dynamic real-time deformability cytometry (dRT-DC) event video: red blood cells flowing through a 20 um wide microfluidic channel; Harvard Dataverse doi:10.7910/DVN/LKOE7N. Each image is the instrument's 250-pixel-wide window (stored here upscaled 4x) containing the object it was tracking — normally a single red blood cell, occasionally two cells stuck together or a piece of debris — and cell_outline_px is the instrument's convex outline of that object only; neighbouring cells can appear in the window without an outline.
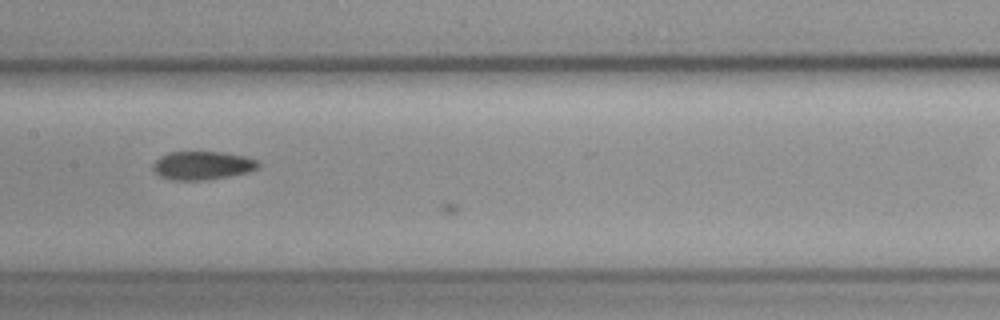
{"species": "common noctule bat (a hibernating species)", "species_latin": "Nyctalus noctula", "temperature_condition": "cold", "stored_images_in_passage": 12, "camera_frame_rate_fps": 3000, "um_per_image_px": 0.085, "animal": {"sex": "female", "body_mass_g": 19.3, "forearm_length_mm": 54.1}, "frame": {"image": 1, "passage_image": 11, "time_ms": 3.333, "image_size_px": [1000, 320], "cell_outline_px": [[260, 164], [256, 168], [248, 172], [228, 176], [204, 180], [172, 180], [160, 176], [152, 168], [152, 164], [160, 156], [168, 152], [220, 152], [244, 156], [256, 160]], "centroid_in_image_um": [17.16, 14.06], "position_along_channel_um": 190.2, "area_um2": 17.28}}